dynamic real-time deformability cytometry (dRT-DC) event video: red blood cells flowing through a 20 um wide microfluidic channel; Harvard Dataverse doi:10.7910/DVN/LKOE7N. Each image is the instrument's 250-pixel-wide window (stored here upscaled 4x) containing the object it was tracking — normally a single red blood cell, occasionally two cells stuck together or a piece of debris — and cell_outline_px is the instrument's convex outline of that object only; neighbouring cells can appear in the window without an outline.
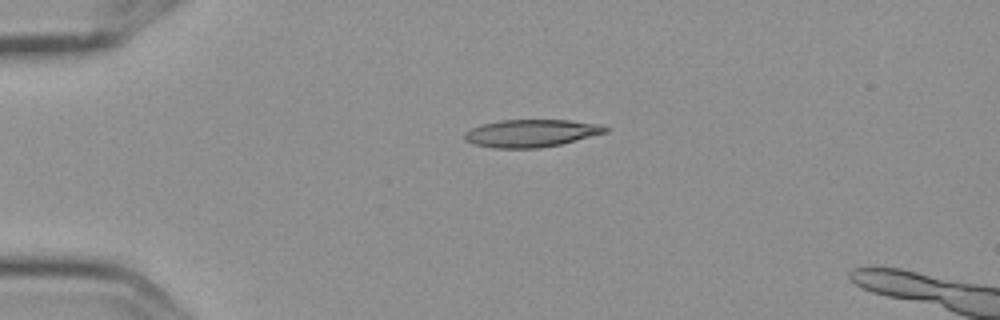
{"species": "Egyptian fruit bat (a non-hibernating species)", "species_latin": "Rousettus aegyptiacus", "temperature_condition": "cold", "stored_images_in_passage": 2, "camera_frame_rate_fps": 3000, "um_per_image_px": 0.085, "frame": {"image": 1, "passage_image": 1, "time_ms": 0.0, "image_size_px": [1000, 320], "cell_outline_px": [[608, 132], [560, 144], [540, 148], [496, 148], [472, 144], [464, 140], [464, 132], [472, 128], [484, 124], [500, 120], [568, 120], [600, 124], [608, 128]], "centroid_in_image_um": [45.14, 11.32], "position_along_channel_um": 39.9, "area_um2": 22.54}}